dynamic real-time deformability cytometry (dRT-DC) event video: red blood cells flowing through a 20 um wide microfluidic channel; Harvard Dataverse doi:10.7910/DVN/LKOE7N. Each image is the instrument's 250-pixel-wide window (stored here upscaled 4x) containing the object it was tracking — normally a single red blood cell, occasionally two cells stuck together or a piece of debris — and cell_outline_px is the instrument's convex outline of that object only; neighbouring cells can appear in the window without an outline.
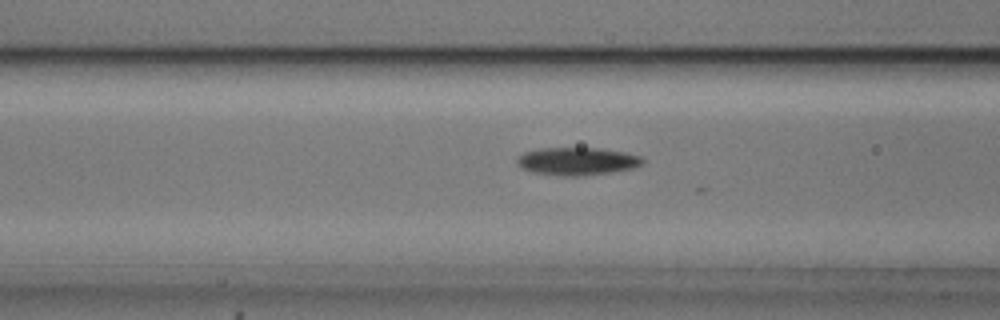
{"species": "common noctule bat (a hibernating species)", "species_latin": "Nyctalus noctula", "temperature_condition": "cold", "stored_images_in_passage": 22, "camera_frame_rate_fps": 3000, "um_per_image_px": 0.085, "animal": {"sex": "male", "body_mass_g": 20.5, "forearm_length_mm": 52.5}, "frame": {"image": 1, "passage_image": 8, "time_ms": 2.333, "image_size_px": [1000, 320], "cell_outline_px": [[644, 164], [632, 168], [612, 172], [580, 176], [560, 176], [532, 172], [516, 164], [516, 160], [524, 152], [540, 148], [600, 148], [624, 152], [640, 156], [644, 160]], "centroid_in_image_um": [49.06, 13.71], "position_along_channel_um": 117.5, "area_um2": 20.35}}
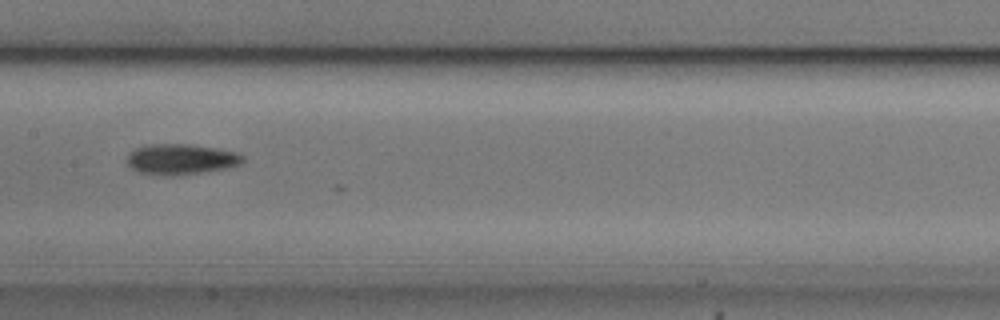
{"frame": {"image": 2, "passage_image": 14, "time_ms": 4.333, "image_size_px": [1000, 320], "cell_outline_px": [[244, 160], [240, 164], [228, 168], [180, 176], [164, 176], [140, 172], [132, 168], [124, 160], [128, 152], [132, 148], [144, 144], [188, 144], [216, 148], [236, 152], [244, 156]], "centroid_in_image_um": [15.32, 13.53], "position_along_channel_um": 192.1, "area_um2": 21.15}}
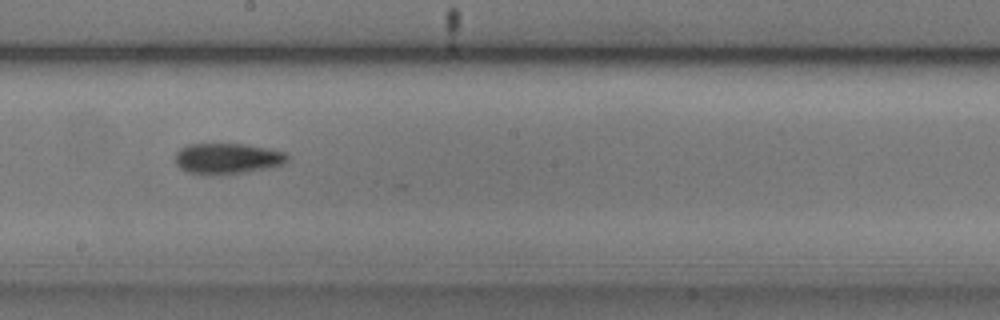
{"frame": {"image": 3, "passage_image": 17, "time_ms": 5.333, "image_size_px": [1000, 320], "cell_outline_px": [[288, 160], [284, 164], [272, 168], [220, 176], [204, 176], [188, 172], [180, 168], [176, 164], [176, 152], [180, 148], [188, 144], [244, 144], [288, 152]], "centroid_in_image_um": [19.34, 13.5], "position_along_channel_um": 228.9, "area_um2": 20.69}}